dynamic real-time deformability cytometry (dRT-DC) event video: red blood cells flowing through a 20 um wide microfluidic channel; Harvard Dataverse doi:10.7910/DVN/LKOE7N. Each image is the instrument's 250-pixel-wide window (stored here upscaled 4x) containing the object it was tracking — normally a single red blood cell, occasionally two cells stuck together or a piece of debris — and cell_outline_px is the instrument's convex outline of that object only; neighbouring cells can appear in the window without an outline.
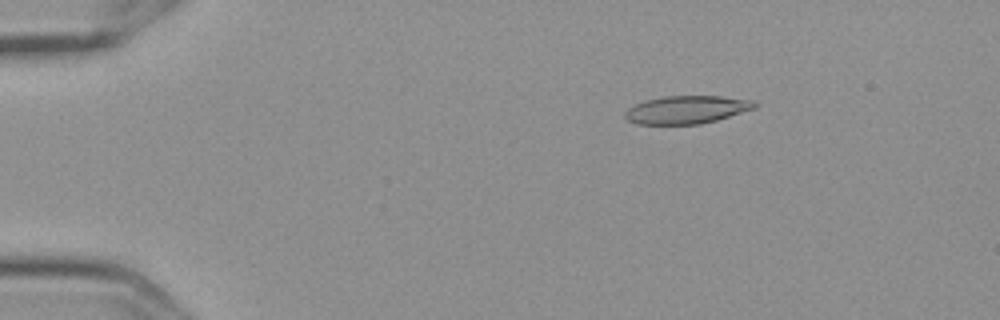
{"species": "Egyptian fruit bat (a non-hibernating species)", "species_latin": "Rousettus aegyptiacus", "temperature_condition": "cold", "stored_images_in_passage": 6, "camera_frame_rate_fps": 3000, "um_per_image_px": 0.085, "frame": {"image": 1, "passage_image": 3, "time_ms": 0.667, "image_size_px": [1000, 320], "cell_outline_px": [[760, 104], [756, 108], [716, 120], [700, 124], [636, 124], [628, 120], [624, 116], [624, 112], [628, 108], [636, 104], [648, 100], [664, 96], [720, 96], [752, 100]], "centroid_in_image_um": [58.39, 9.32], "position_along_channel_um": 26.6, "area_um2": 21.04}}